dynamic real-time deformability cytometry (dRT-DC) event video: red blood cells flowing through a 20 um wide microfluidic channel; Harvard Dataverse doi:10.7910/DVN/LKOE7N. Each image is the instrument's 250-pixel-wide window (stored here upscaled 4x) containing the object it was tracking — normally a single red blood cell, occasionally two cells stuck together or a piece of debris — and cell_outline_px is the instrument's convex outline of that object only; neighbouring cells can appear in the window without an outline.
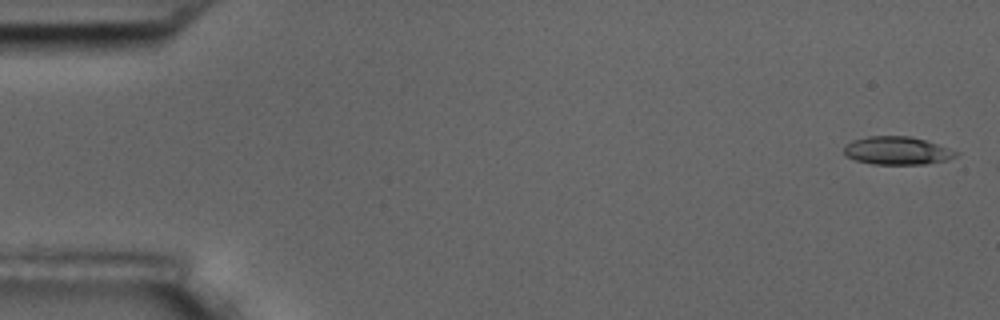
{"species": "common noctule bat (a hibernating species)", "species_latin": "Nyctalus noctula", "temperature_condition": "room temperature", "stored_images_in_passage": 3, "camera_frame_rate_fps": 3000, "um_per_image_px": 0.085, "animal": {"sex": "male", "body_mass_g": 17.5, "forearm_length_mm": 52.3}, "frame": {"image": 1, "passage_image": 1, "time_ms": 0.0, "image_size_px": [1000, 320], "cell_outline_px": [[960, 152], [956, 156], [948, 160], [924, 164], [872, 164], [856, 160], [844, 156], [844, 144], [852, 140], [868, 136], [908, 136], [924, 140]], "centroid_in_image_um": [76.21, 12.81], "position_along_channel_um": 8.8, "area_um2": 18.32}}